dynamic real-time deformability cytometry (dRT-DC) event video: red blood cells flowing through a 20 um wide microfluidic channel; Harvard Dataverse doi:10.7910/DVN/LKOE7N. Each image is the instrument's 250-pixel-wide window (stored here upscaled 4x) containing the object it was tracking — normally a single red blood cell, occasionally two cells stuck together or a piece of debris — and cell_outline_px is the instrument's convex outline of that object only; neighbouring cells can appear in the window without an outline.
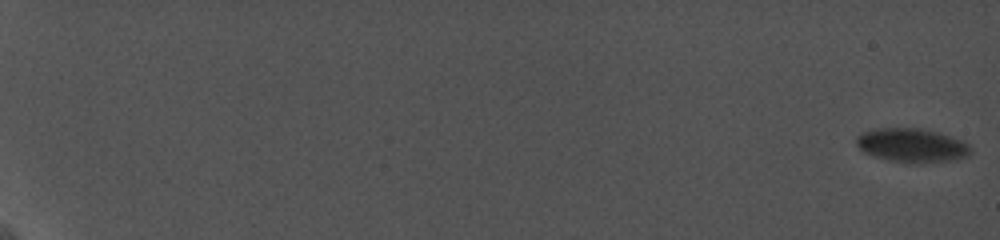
{"species": "common noctule bat (a hibernating species)", "species_latin": "Nyctalus noctula", "temperature_condition": "cold", "stored_images_in_passage": 8, "camera_frame_rate_fps": 5000, "um_per_image_px": 0.085, "animal": {"sex": "female", "body_mass_g": 19.0, "forearm_length_mm": 56.7}, "frame": {"image": 1, "passage_image": 1, "time_ms": 0.0, "image_size_px": [1000, 240], "cell_outline_px": [[972, 152], [968, 156], [948, 160], [916, 164], [892, 160], [876, 156], [864, 152], [856, 144], [856, 136], [864, 132], [876, 128], [920, 128], [936, 132], [960, 140], [968, 144]], "centroid_in_image_um": [77.49, 12.35], "position_along_channel_um": 7.5, "area_um2": 22.2}}
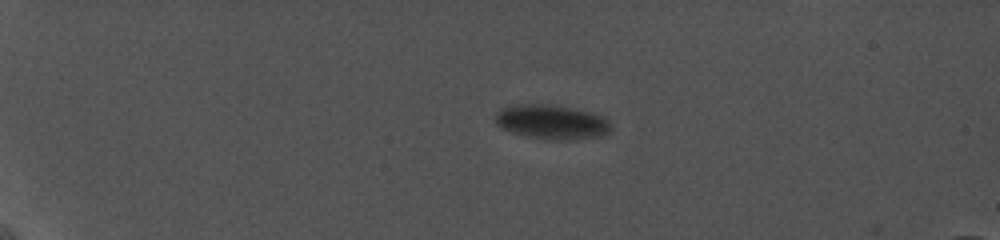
{"frame": {"image": 2, "passage_image": 6, "time_ms": 5.8, "image_size_px": [1000, 240], "cell_outline_px": [[612, 128], [608, 132], [600, 136], [564, 140], [548, 140], [528, 136], [504, 128], [496, 124], [496, 112], [500, 108], [516, 104], [556, 104], [592, 112], [600, 116]], "centroid_in_image_um": [46.87, 10.34], "position_along_channel_um": 38.1, "area_um2": 22.95}}